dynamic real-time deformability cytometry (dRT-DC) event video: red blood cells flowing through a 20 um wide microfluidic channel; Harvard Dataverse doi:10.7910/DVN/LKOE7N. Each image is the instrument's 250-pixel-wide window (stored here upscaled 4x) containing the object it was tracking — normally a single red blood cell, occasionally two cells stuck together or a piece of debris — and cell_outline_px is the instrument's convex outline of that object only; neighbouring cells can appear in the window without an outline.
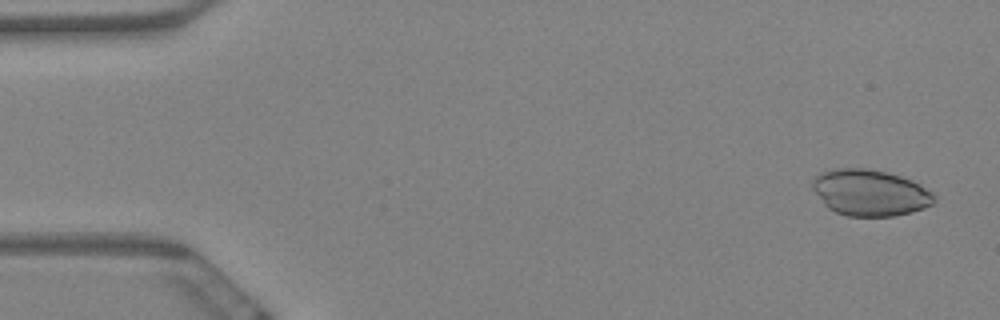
{"species": "Egyptian fruit bat (a non-hibernating species)", "species_latin": "Rousettus aegyptiacus", "temperature_condition": "warm", "stored_images_in_passage": 16, "camera_frame_rate_fps": 3000, "um_per_image_px": 0.085, "animal": {"sex": "female"}, "frame": {"image": 1, "passage_image": 3, "time_ms": 0.667, "image_size_px": [1000, 320], "cell_outline_px": [[936, 200], [932, 204], [924, 208], [912, 212], [896, 216], [848, 216], [836, 212], [828, 208], [824, 204], [812, 188], [812, 180], [820, 172], [832, 168], [868, 168], [888, 172], [912, 180], [936, 192]], "centroid_in_image_um": [73.99, 16.37], "position_along_channel_um": 11.0, "area_um2": 33.29}}